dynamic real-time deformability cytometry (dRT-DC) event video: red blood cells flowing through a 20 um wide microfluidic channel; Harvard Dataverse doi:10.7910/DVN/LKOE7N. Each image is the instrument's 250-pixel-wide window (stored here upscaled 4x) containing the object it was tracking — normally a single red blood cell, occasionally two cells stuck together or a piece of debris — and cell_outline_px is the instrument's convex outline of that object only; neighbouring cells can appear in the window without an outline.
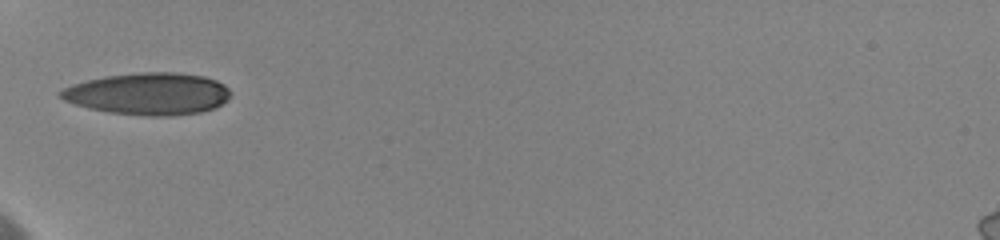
{"species": "human", "species_latin": "Homo sapiens", "temperature_condition": "cold", "stored_images_in_passage": 16, "camera_frame_rate_fps": 3000, "um_per_image_px": 0.085, "donor": {"sex": "female"}, "frame": {"image": 1, "passage_image": 1, "time_ms": 0.0, "image_size_px": [1000, 240], "cell_outline_px": [[232, 92], [228, 100], [216, 108], [200, 112], [168, 116], [148, 116], [108, 112], [76, 104], [64, 100], [56, 92], [72, 84], [104, 76], [140, 72], [180, 72], [204, 76], [216, 80], [224, 84]], "centroid_in_image_um": [12.65, 7.96], "position_along_channel_um": 72.3, "area_um2": 41.79}}